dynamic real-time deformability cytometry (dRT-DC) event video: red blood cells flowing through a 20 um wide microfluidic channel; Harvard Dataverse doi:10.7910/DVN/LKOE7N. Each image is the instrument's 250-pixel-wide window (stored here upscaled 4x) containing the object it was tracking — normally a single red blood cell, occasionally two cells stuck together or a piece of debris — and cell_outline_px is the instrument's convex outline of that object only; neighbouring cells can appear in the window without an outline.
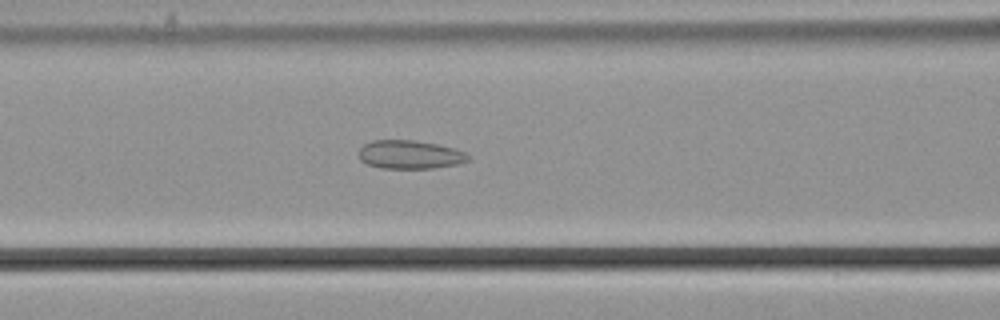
{"species": "common noctule bat (a hibernating species)", "species_latin": "Nyctalus noctula", "temperature_condition": "cold", "stored_images_in_passage": 56, "camera_frame_rate_fps": 3000, "um_per_image_px": 0.085, "animal": {"sex": "male", "body_mass_g": 21.5, "forearm_length_mm": 52.0}, "frame": {"image": 1, "passage_image": 24, "time_ms": 7.667, "image_size_px": [1000, 320], "cell_outline_px": [[468, 160], [456, 164], [432, 168], [380, 168], [368, 164], [360, 160], [360, 148], [364, 144], [372, 140], [412, 140], [436, 144], [452, 148], [464, 152], [468, 156]], "centroid_in_image_um": [34.79, 13.14], "position_along_channel_um": 131.8, "area_um2": 17.86}}
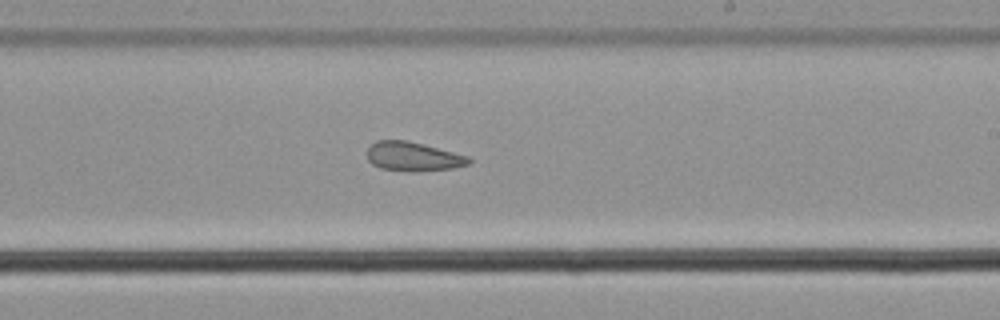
{"frame": {"image": 2, "passage_image": 34, "time_ms": 11.0, "image_size_px": [1000, 320], "cell_outline_px": [[472, 160], [468, 164], [452, 168], [420, 172], [412, 172], [380, 168], [372, 164], [368, 160], [368, 148], [376, 140], [404, 140], [424, 144], [468, 156]], "centroid_in_image_um": [35.11, 13.31], "position_along_channel_um": 253.9, "area_um2": 17.28}}
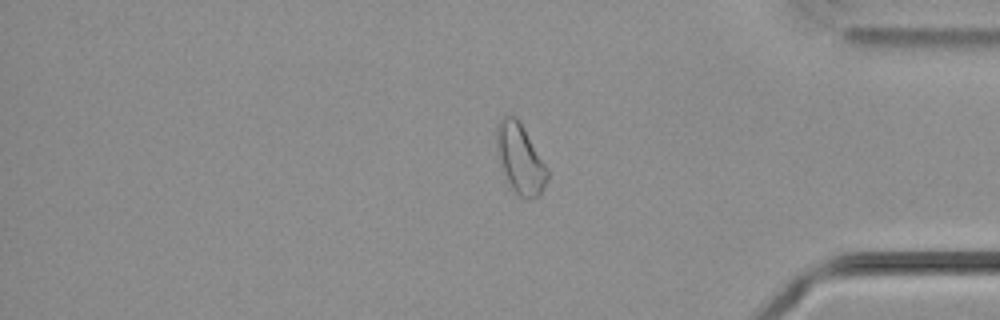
{"frame": {"image": 3, "passage_image": 47, "time_ms": 15.333, "image_size_px": [1000, 320], "cell_outline_px": [[548, 180], [540, 196], [528, 200], [520, 196], [512, 188], [504, 172], [496, 144], [496, 124], [508, 112], [512, 112], [520, 120], [548, 168]], "centroid_in_image_um": [44.24, 13.44], "position_along_channel_um": 391.0, "area_um2": 20.81}, "authors_computed_cell_mechanics": {"area_um2": 20.7213, "velocity_mm_per_s": 3.6692, "shape_relaxation_time_tau1_ms": null, "shape_relaxation_time_tau2_ms": 3.6262, "deformation_change_tau1": null, "deformation_change_tau2": 0.1364}}